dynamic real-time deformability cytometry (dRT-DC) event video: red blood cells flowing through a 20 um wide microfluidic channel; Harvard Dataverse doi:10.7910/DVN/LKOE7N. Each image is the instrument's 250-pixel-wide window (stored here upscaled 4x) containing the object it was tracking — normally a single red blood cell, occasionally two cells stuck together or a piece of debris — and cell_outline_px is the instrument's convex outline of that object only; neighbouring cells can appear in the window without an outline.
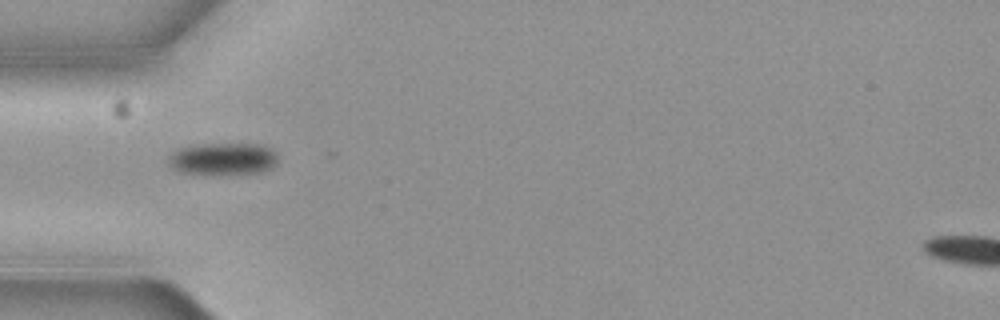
{"species": "common noctule bat (a hibernating species)", "species_latin": "Nyctalus noctula", "temperature_condition": "cold", "stored_images_in_passage": 5, "camera_frame_rate_fps": 3000, "um_per_image_px": 0.085, "animal": {"sex": "female", "body_mass_g": 19.3, "forearm_length_mm": 54.1}, "frame": {"image": 1, "passage_image": 1, "time_ms": 0.0, "image_size_px": [1000, 320], "cell_outline_px": [[276, 164], [272, 168], [260, 172], [180, 172], [172, 168], [168, 160], [168, 156], [172, 152], [188, 144], [260, 144], [272, 148], [276, 152]], "centroid_in_image_um": [18.95, 13.45], "position_along_channel_um": 66.0, "area_um2": 20.06}}
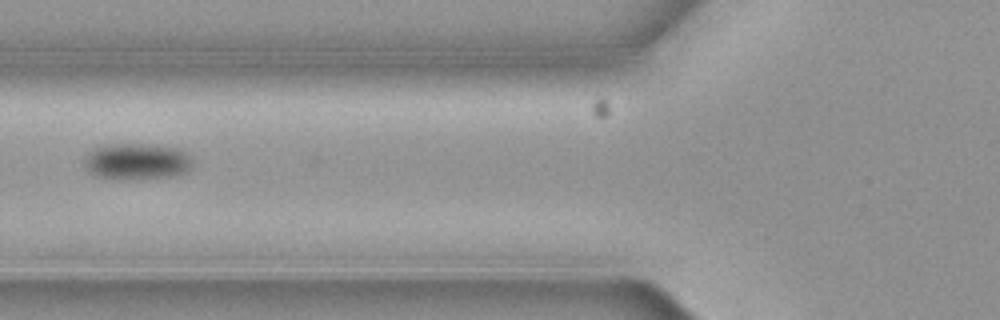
{"frame": {"image": 2, "passage_image": 2, "time_ms": 0.333, "image_size_px": [1000, 320], "cell_outline_px": [[192, 164], [188, 172], [176, 176], [100, 176], [92, 172], [84, 164], [84, 156], [88, 152], [104, 144], [140, 144], [180, 148], [192, 156]], "centroid_in_image_um": [11.7, 13.65], "position_along_channel_um": 114.1, "area_um2": 21.96}}
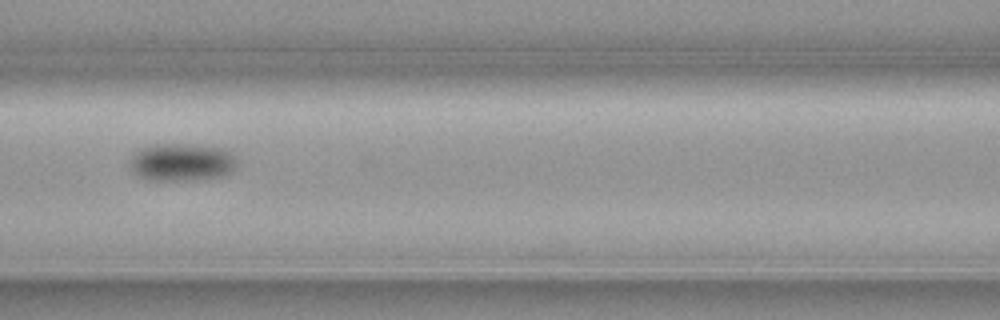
{"frame": {"image": 3, "passage_image": 3, "time_ms": 0.667, "image_size_px": [1000, 320], "cell_outline_px": [[236, 168], [232, 172], [224, 176], [192, 180], [148, 180], [136, 176], [132, 172], [128, 164], [128, 160], [132, 152], [140, 148], [152, 144], [192, 144], [228, 148], [236, 160]], "centroid_in_image_um": [15.41, 13.78], "position_along_channel_um": 151.2, "area_um2": 24.33}}